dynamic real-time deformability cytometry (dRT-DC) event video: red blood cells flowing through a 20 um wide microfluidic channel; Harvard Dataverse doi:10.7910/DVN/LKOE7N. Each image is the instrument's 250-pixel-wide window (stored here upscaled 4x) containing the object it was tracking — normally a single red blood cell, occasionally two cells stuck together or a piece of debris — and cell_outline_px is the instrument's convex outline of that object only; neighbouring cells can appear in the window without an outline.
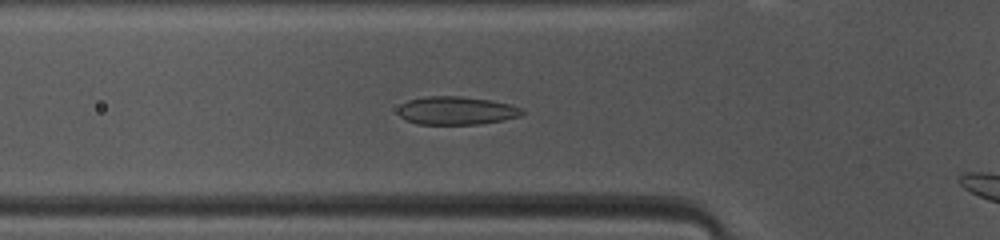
{"species": "common noctule bat (a hibernating species)", "species_latin": "Nyctalus noctula", "temperature_condition": "warm", "stored_images_in_passage": 30, "camera_frame_rate_fps": 3000, "um_per_image_px": 0.085, "animal": {"sex": "female", "body_mass_g": 10.0, "forearm_length_mm": 53.1}, "frame": {"image": 1, "passage_image": 7, "time_ms": 2.0, "image_size_px": [1000, 240], "cell_outline_px": [[524, 112], [520, 116], [504, 120], [480, 124], [416, 124], [400, 116], [396, 112], [400, 104], [408, 100], [428, 96], [460, 96], [492, 100], [512, 104], [520, 108]], "centroid_in_image_um": [38.79, 9.4], "position_along_channel_um": 87.0, "area_um2": 20.52}}
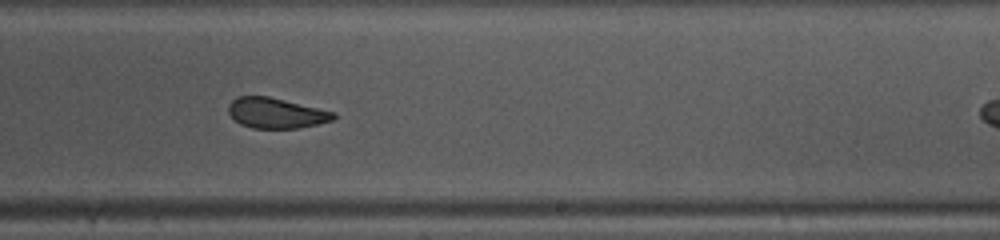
{"frame": {"image": 2, "passage_image": 20, "time_ms": 6.333, "image_size_px": [1000, 240], "cell_outline_px": [[336, 116], [332, 120], [300, 128], [252, 128], [240, 124], [228, 112], [228, 104], [236, 96], [268, 96], [336, 112]], "centroid_in_image_um": [23.45, 9.6], "position_along_channel_um": 265.5, "area_um2": 18.55}}
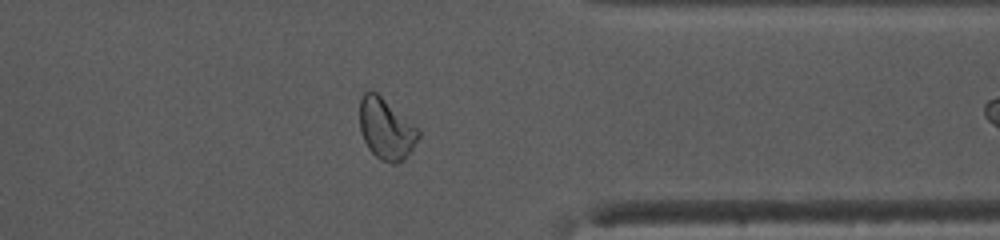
{"frame": {"image": 3, "passage_image": 29, "time_ms": 9.333, "image_size_px": [1000, 240], "cell_outline_px": [[420, 136], [404, 160], [396, 164], [392, 164], [380, 160], [368, 148], [360, 132], [360, 100], [364, 92], [376, 92], [420, 128]], "centroid_in_image_um": [32.84, 10.97], "position_along_channel_um": 378.6, "area_um2": 20.98}}